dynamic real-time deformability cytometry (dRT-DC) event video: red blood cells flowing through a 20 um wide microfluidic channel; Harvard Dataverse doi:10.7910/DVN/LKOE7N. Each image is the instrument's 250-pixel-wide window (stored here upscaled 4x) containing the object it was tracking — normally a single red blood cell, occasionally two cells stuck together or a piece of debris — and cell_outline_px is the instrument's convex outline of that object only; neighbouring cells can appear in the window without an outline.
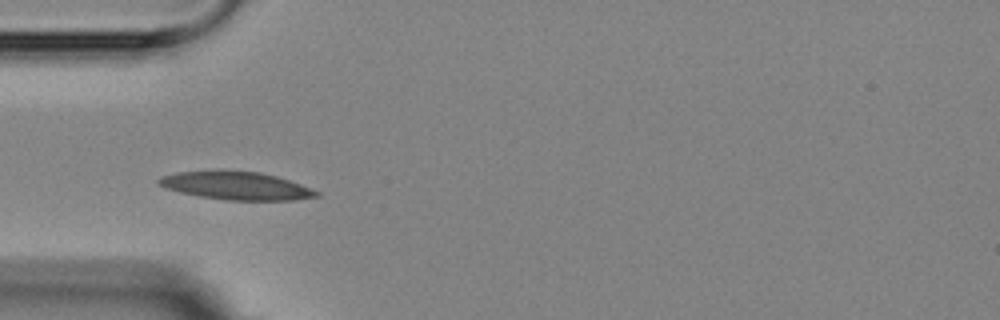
{"species": "Egyptian fruit bat (a non-hibernating species)", "species_latin": "Rousettus aegyptiacus", "temperature_condition": "room temperature", "stored_images_in_passage": 3, "camera_frame_rate_fps": 3000, "um_per_image_px": 0.085, "animal": {"sex": "female"}, "frame": {"image": 1, "passage_image": 1, "time_ms": 0.0, "image_size_px": [1000, 320], "cell_outline_px": [[320, 196], [296, 200], [224, 200], [200, 196], [180, 192], [164, 188], [156, 184], [156, 180], [160, 176], [176, 172], [260, 172], [276, 176], [300, 184], [320, 192]], "centroid_in_image_um": [20.06, 15.81], "position_along_channel_um": 64.9, "area_um2": 25.32}}
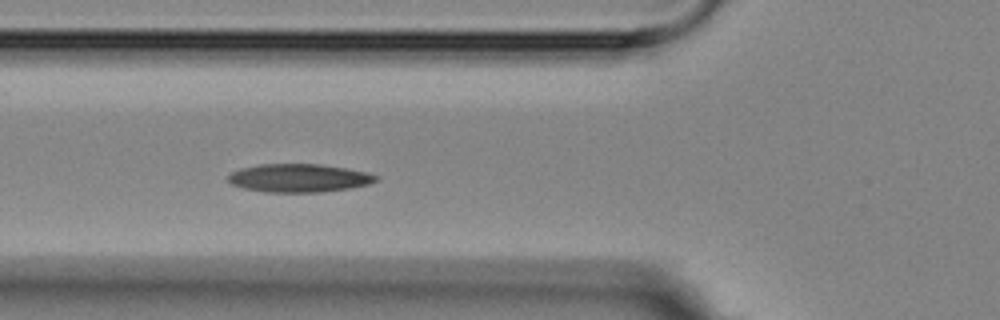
{"frame": {"image": 2, "passage_image": 2, "time_ms": 1.0, "image_size_px": [1000, 320], "cell_outline_px": [[380, 180], [368, 184], [348, 188], [324, 192], [264, 192], [244, 188], [232, 184], [228, 180], [228, 176], [232, 172], [240, 168], [260, 164], [320, 164], [344, 168], [364, 172], [380, 176]], "centroid_in_image_um": [25.41, 15.13], "position_along_channel_um": 100.4, "area_um2": 24.28}}
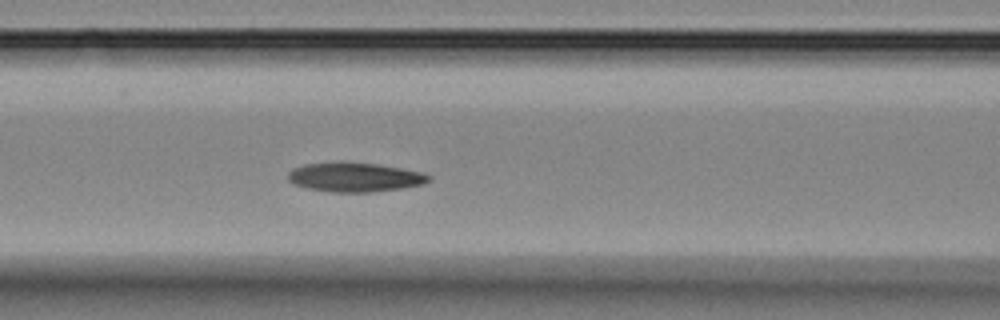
{"frame": {"image": 3, "passage_image": 3, "time_ms": 2.0, "image_size_px": [1000, 320], "cell_outline_px": [[432, 180], [424, 184], [404, 188], [372, 192], [328, 192], [308, 188], [292, 184], [288, 180], [288, 172], [292, 168], [304, 164], [340, 160], [380, 164], [424, 172], [432, 176]], "centroid_in_image_um": [30.17, 15.04], "position_along_channel_um": 136.4, "area_um2": 24.85}}